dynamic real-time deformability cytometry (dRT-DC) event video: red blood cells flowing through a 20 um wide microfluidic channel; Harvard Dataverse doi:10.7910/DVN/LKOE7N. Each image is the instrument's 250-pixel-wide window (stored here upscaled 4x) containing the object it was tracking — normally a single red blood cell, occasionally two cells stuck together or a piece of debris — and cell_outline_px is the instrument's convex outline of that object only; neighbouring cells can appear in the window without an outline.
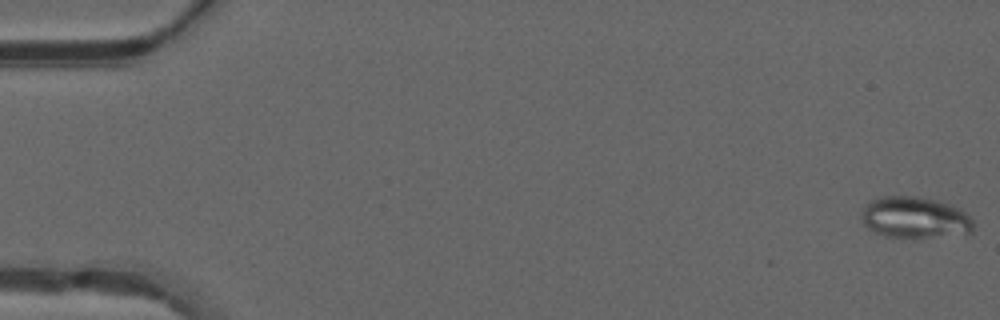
{"species": "common noctule bat (a hibernating species)", "species_latin": "Nyctalus noctula", "temperature_condition": "warm", "stored_images_in_passage": 12, "camera_frame_rate_fps": 3000, "um_per_image_px": 0.085, "animal": {"sex": "male", "forearm_length_mm": 52.5}, "frame": {"image": 1, "passage_image": 1, "time_ms": 0.0, "image_size_px": [1000, 320], "cell_outline_px": [[972, 232], [928, 236], [884, 236], [868, 228], [864, 224], [860, 216], [860, 212], [872, 200], [880, 196], [916, 196], [940, 200], [952, 204], [960, 208], [972, 220]], "centroid_in_image_um": [77.73, 18.44], "position_along_channel_um": 7.3, "area_um2": 26.53}}